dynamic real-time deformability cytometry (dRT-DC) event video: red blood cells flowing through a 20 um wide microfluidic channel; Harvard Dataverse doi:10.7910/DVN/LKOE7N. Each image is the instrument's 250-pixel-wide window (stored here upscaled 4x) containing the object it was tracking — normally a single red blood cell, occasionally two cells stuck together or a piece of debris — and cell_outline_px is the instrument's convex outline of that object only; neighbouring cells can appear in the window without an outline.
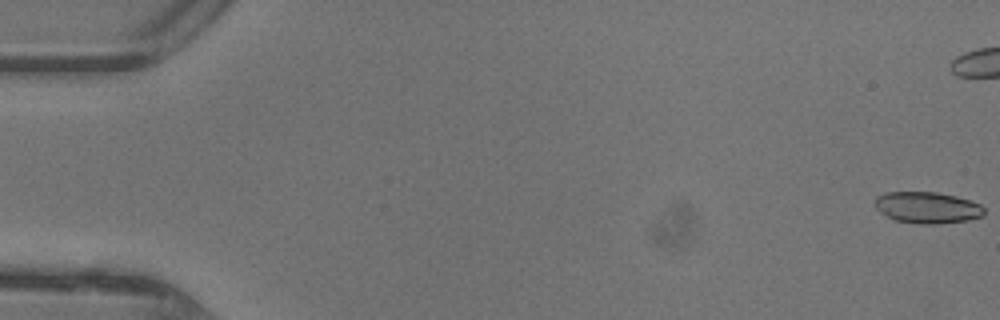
{"species": "common noctule bat (a hibernating species)", "species_latin": "Nyctalus noctula", "temperature_condition": "warm", "stored_images_in_passage": 17, "camera_frame_rate_fps": 3000, "um_per_image_px": 0.085, "animal": {"sex": "female"}, "frame": {"image": 1, "passage_image": 1, "time_ms": 0.0, "image_size_px": [1000, 320], "cell_outline_px": [[984, 216], [968, 220], [936, 224], [920, 224], [892, 220], [880, 212], [876, 208], [876, 196], [884, 192], [936, 192], [956, 196], [980, 204], [984, 208]], "centroid_in_image_um": [78.81, 17.65], "position_along_channel_um": 6.2, "area_um2": 20.11}}
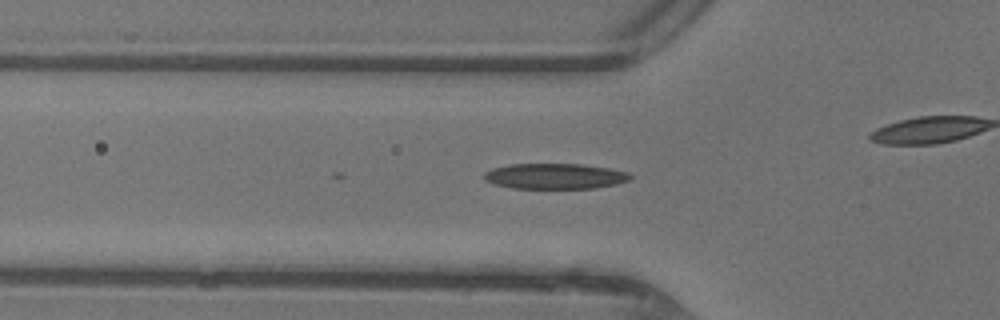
{"frame": {"image": 2, "passage_image": 17, "time_ms": 5.333, "image_size_px": [1000, 320], "cell_outline_px": [[632, 176], [628, 180], [616, 184], [596, 188], [512, 188], [492, 184], [484, 180], [484, 172], [492, 168], [512, 164], [580, 164], [608, 168], [628, 172]], "centroid_in_image_um": [47.13, 14.98], "position_along_channel_um": 78.7, "area_um2": 21.73}}